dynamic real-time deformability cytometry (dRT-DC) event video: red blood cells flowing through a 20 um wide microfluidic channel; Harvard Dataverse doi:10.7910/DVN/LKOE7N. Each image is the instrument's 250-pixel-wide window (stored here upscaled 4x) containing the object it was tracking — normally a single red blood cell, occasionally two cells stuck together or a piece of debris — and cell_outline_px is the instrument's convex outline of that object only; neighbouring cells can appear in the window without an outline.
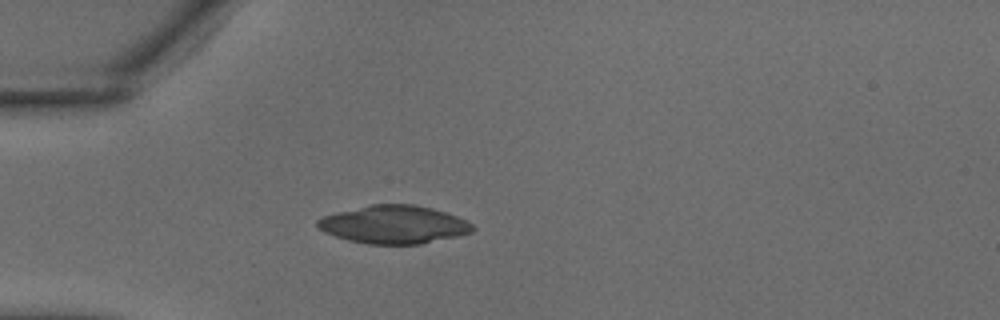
{"species": "common noctule bat (a hibernating species)", "species_latin": "Nyctalus noctula", "temperature_condition": "warm", "stored_images_in_passage": 4, "camera_frame_rate_fps": 3000, "um_per_image_px": 0.085, "animal": {"sex": "male", "body_mass_g": 18.8}, "frame": {"image": 1, "passage_image": 1, "time_ms": 0.0, "image_size_px": [1000, 320], "cell_outline_px": [[476, 228], [472, 232], [456, 236], [420, 244], [368, 244], [348, 240], [324, 232], [316, 224], [316, 220], [324, 216], [336, 212], [372, 204], [416, 204], [432, 208], [468, 220]], "centroid_in_image_um": [33.49, 19.08], "position_along_channel_um": 51.5, "area_um2": 34.33}}